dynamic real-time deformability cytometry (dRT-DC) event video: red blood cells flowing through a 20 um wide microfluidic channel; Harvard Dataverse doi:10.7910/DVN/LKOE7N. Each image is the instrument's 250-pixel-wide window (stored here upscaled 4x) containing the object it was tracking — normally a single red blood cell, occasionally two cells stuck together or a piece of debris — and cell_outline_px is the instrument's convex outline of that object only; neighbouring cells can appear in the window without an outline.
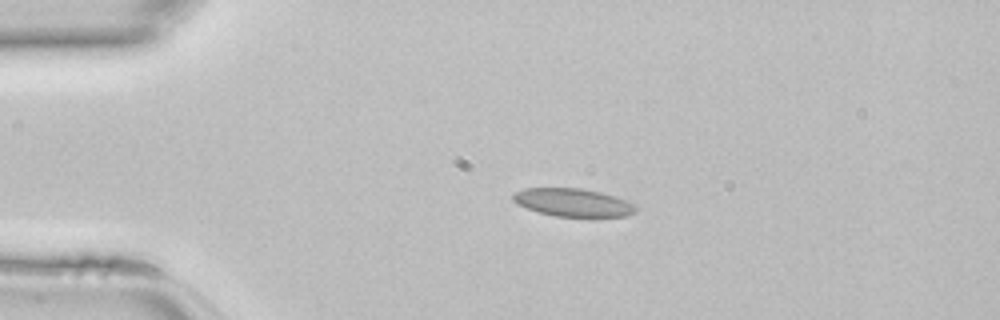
{"species": "common noctule bat (a hibernating species)", "species_latin": "Nyctalus noctula", "temperature_condition": "room temperature", "stored_images_in_passage": 37, "camera_frame_rate_fps": 3000, "um_per_image_px": 0.085, "animal": {"sex": "female", "body_mass_g": 22.7, "forearm_length_mm": 54.2}, "frame": {"image": 1, "passage_image": 1, "time_ms": 0.0, "image_size_px": [1000, 320], "cell_outline_px": [[636, 212], [628, 216], [556, 216], [540, 212], [516, 204], [512, 200], [512, 196], [516, 192], [524, 188], [580, 188], [600, 192], [624, 200], [632, 204], [636, 208]], "centroid_in_image_um": [48.67, 17.2], "position_along_channel_um": 36.3, "area_um2": 19.65}}
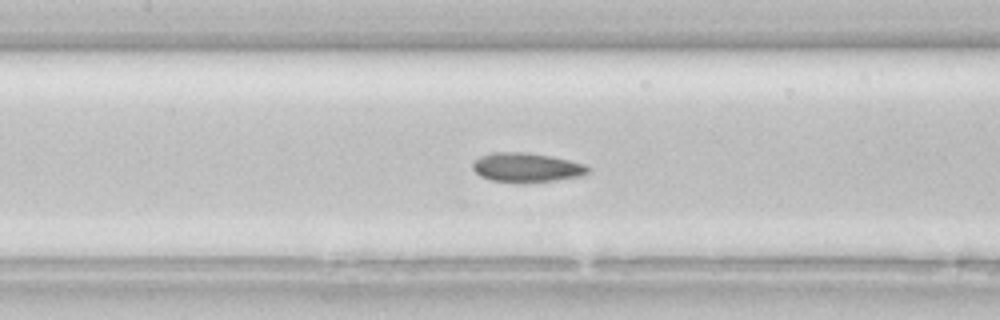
{"frame": {"image": 2, "passage_image": 12, "time_ms": 3.667, "image_size_px": [1000, 320], "cell_outline_px": [[592, 168], [588, 172], [580, 176], [552, 180], [492, 180], [480, 176], [472, 168], [472, 164], [480, 156], [492, 152], [528, 152], [552, 156], [584, 164]], "centroid_in_image_um": [44.76, 14.18], "position_along_channel_um": 162.6, "area_um2": 18.96}}
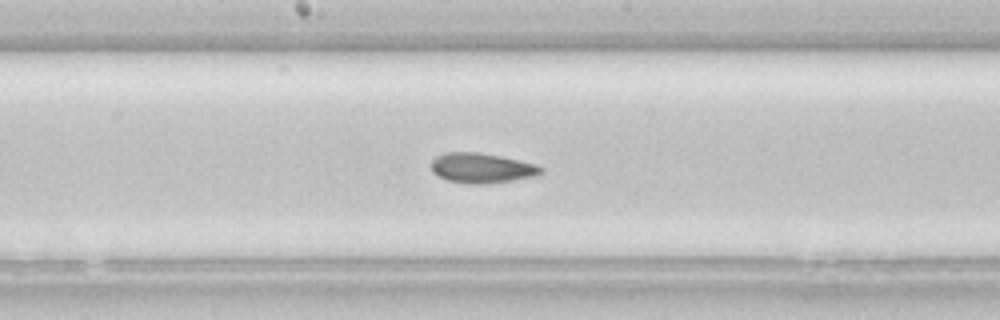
{"frame": {"image": 3, "passage_image": 15, "time_ms": 4.667, "image_size_px": [1000, 320], "cell_outline_px": [[544, 172], [540, 176], [484, 184], [472, 184], [448, 180], [432, 172], [432, 160], [436, 156], [444, 152], [480, 152], [500, 156], [536, 164], [544, 168]], "centroid_in_image_um": [40.99, 14.28], "position_along_channel_um": 207.2, "area_um2": 19.25}}